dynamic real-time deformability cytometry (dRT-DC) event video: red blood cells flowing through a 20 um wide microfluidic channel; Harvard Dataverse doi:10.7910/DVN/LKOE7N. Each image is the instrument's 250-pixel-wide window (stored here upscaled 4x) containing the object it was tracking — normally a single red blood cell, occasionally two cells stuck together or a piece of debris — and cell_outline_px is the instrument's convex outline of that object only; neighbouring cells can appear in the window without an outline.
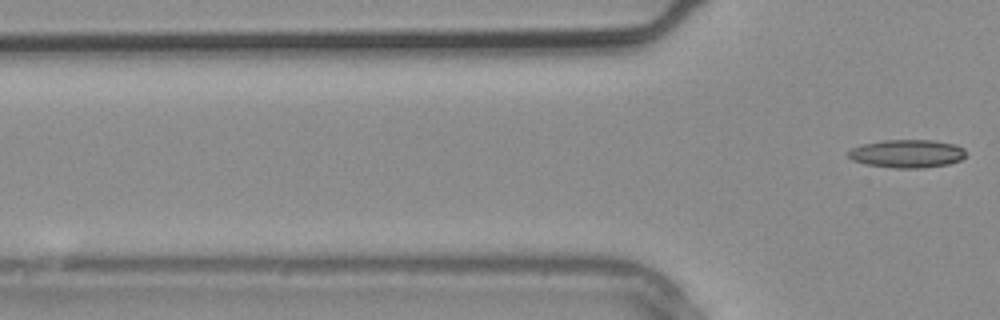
{"species": "common noctule bat (a hibernating species)", "species_latin": "Nyctalus noctula", "temperature_condition": "warm", "stored_images_in_passage": 4, "camera_frame_rate_fps": 3000, "um_per_image_px": 0.085, "animal": {"sex": "male", "body_mass_g": 20.4}, "frame": {"image": 1, "passage_image": 4, "time_ms": 1.0, "image_size_px": [1000, 320], "cell_outline_px": [[968, 152], [960, 160], [948, 164], [920, 168], [892, 168], [864, 164], [852, 160], [848, 156], [848, 152], [852, 148], [860, 144], [884, 140], [932, 140], [956, 144], [964, 148]], "centroid_in_image_um": [77.1, 13.05], "position_along_channel_um": 48.7, "area_um2": 19.48}}